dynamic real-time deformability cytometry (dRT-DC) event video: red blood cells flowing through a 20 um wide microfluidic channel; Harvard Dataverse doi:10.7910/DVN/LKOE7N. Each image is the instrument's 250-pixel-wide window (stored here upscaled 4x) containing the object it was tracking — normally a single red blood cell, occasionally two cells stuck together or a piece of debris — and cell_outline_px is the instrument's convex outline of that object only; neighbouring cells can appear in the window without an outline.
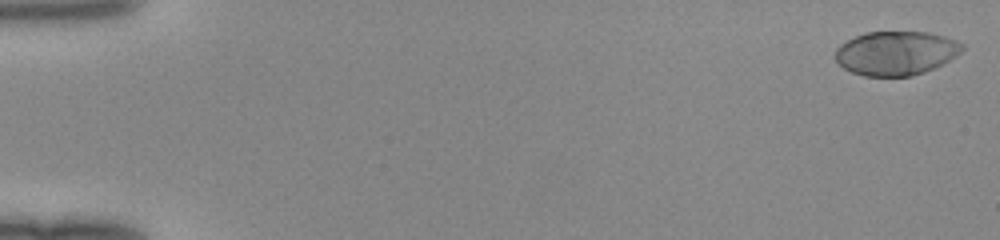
{"species": "human", "species_latin": "Homo sapiens", "temperature_condition": "room temperature", "stored_images_in_passage": 50, "camera_frame_rate_fps": 3000, "um_per_image_px": 0.085, "donor": {"sex": "female"}, "frame": {"image": 1, "passage_image": 1, "time_ms": 0.0, "image_size_px": [1000, 240], "cell_outline_px": [[964, 48], [956, 56], [924, 72], [912, 76], [864, 76], [852, 72], [844, 68], [836, 60], [836, 48], [840, 44], [864, 32], [928, 32], [944, 36], [956, 40], [964, 44]], "centroid_in_image_um": [76.16, 4.51], "position_along_channel_um": 8.8, "area_um2": 32.37}}
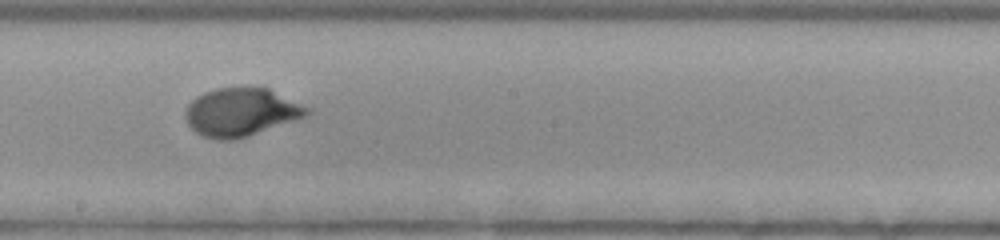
{"frame": {"image": 2, "passage_image": 29, "time_ms": 9.333, "image_size_px": [1000, 240], "cell_outline_px": [[312, 112], [308, 116], [296, 120], [232, 140], [220, 140], [204, 136], [196, 132], [188, 124], [184, 116], [184, 112], [188, 104], [196, 96], [204, 92], [216, 88], [268, 88], [312, 108]], "centroid_in_image_um": [20.5, 9.52], "position_along_channel_um": 227.7, "area_um2": 33.99}}
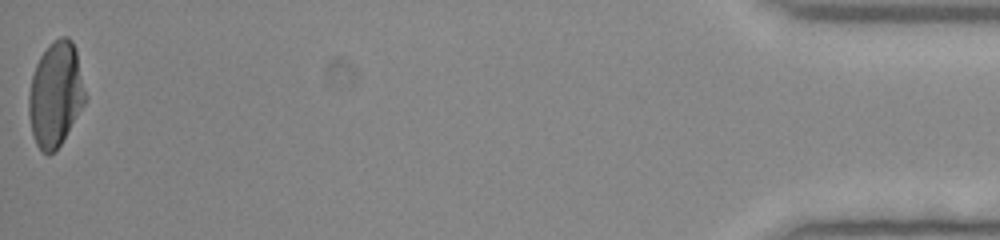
{"frame": {"image": 3, "passage_image": 50, "time_ms": 16.333, "image_size_px": [1000, 240], "cell_outline_px": [[88, 96], [84, 104], [60, 144], [48, 156], [36, 144], [32, 136], [28, 112], [28, 92], [32, 76], [36, 64], [40, 56], [48, 44], [52, 40], [60, 36], [68, 36], [72, 40], [76, 48]], "centroid_in_image_um": [4.73, 7.96], "position_along_channel_um": 430.5, "area_um2": 34.85}}